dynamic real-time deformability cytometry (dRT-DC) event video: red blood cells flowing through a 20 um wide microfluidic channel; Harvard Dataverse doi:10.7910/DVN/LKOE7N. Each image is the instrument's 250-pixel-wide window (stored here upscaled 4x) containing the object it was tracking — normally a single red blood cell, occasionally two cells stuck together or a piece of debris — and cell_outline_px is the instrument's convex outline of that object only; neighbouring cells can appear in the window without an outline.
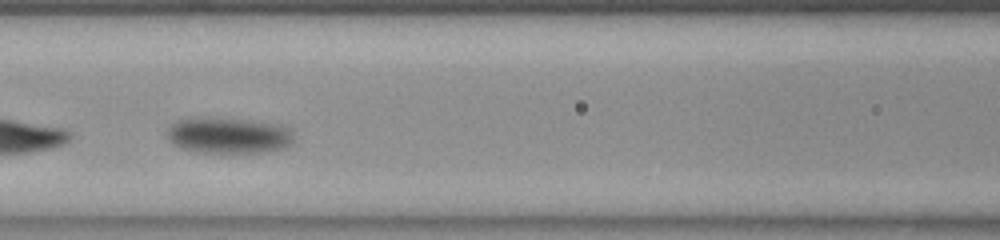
{"species": "common noctule bat (a hibernating species)", "species_latin": "Nyctalus noctula", "temperature_condition": "room temperature", "stored_images_in_passage": 34, "camera_frame_rate_fps": 3000, "um_per_image_px": 0.085, "animal": {"sex": "female", "body_mass_g": 23.0, "forearm_length_mm": 53.4}, "frame": {"image": 1, "passage_image": 10, "time_ms": 3.0, "image_size_px": [1000, 240], "cell_outline_px": [[284, 140], [276, 148], [260, 152], [224, 156], [204, 152], [180, 144], [172, 136], [172, 132], [184, 120], [228, 120], [256, 124], [272, 128], [280, 132], [284, 136]], "centroid_in_image_um": [19.28, 11.64], "position_along_channel_um": 147.3, "area_um2": 22.02}}
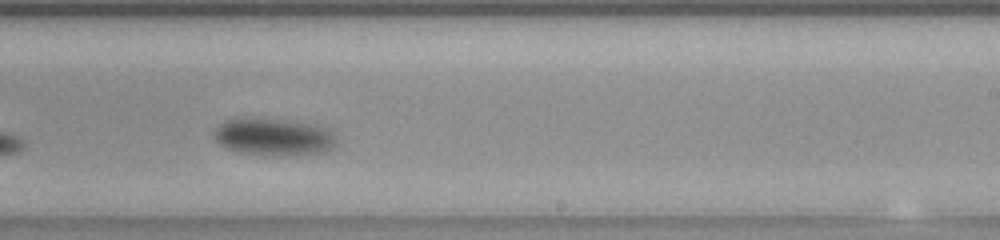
{"frame": {"image": 2, "passage_image": 20, "time_ms": 6.333, "image_size_px": [1000, 240], "cell_outline_px": [[328, 148], [320, 152], [304, 156], [272, 156], [248, 152], [236, 148], [220, 140], [216, 132], [220, 124], [228, 120], [264, 120], [300, 124], [324, 132], [328, 140]], "centroid_in_image_um": [23.17, 11.71], "position_along_channel_um": 265.8, "area_um2": 23.0}, "authors_computed_cell_mechanics": {"area_um2": 22.1085, "velocity_mm_per_s": 3.5785, "shape_relaxation_time_tau1_ms": 2.7963, "shape_relaxation_time_tau2_ms": null, "deformation_change_tau1": 0.146, "deformation_change_tau2": null}}